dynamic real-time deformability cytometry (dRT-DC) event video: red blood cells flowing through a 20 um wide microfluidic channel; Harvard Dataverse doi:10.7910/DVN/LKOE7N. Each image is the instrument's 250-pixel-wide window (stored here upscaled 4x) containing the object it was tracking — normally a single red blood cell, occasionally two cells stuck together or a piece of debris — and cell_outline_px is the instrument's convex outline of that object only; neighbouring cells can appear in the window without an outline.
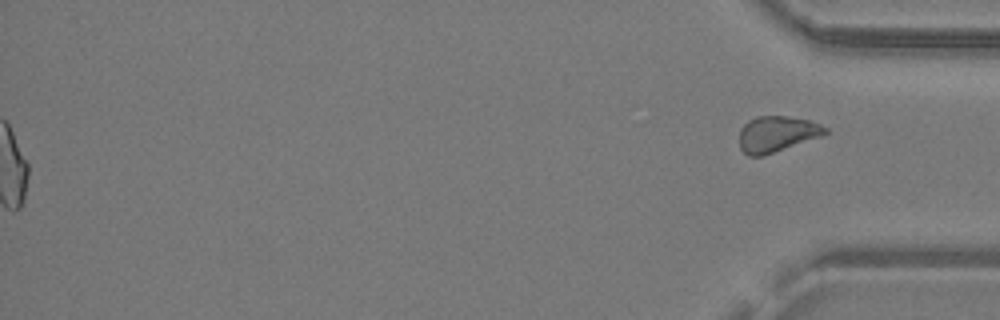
{"species": "common noctule bat (a hibernating species)", "species_latin": "Nyctalus noctula", "temperature_condition": "warm", "stored_images_in_passage": 32, "segment_of_instrument_passage": [2, 2], "camera_frame_rate_fps": 3000, "um_per_image_px": 0.085, "animal": {"sex": "male", "body_mass_g": 19.2, "forearm_length_mm": 51.8}, "frame": {"image": 1, "passage_image": 32, "time_ms": 10.333, "image_size_px": [1000, 320], "cell_outline_px": [[828, 132], [824, 136], [760, 156], [748, 156], [740, 148], [740, 128], [748, 120], [756, 116], [788, 116], [808, 120], [820, 124], [828, 128]], "centroid_in_image_um": [66.05, 11.37], "position_along_channel_um": 369.2, "area_um2": 17.98}}